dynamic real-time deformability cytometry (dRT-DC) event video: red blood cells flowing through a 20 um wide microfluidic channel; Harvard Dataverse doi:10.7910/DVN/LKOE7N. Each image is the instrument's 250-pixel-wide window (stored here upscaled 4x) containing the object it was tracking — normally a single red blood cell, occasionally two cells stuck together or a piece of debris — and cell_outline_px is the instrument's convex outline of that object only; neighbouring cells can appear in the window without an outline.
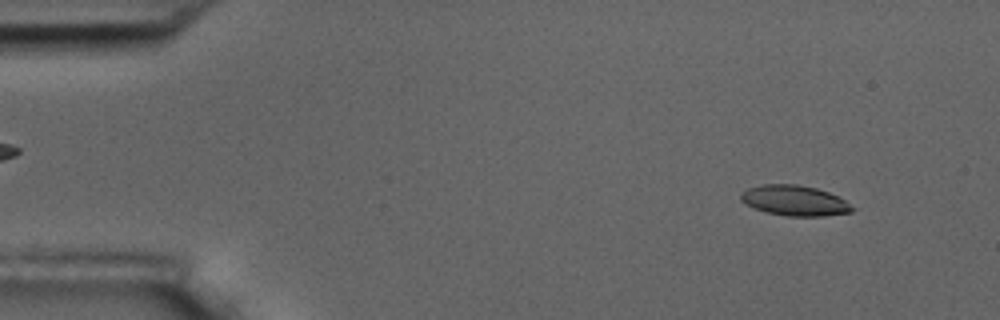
{"species": "common noctule bat (a hibernating species)", "species_latin": "Nyctalus noctula", "temperature_condition": "room temperature", "stored_images_in_passage": 55, "camera_frame_rate_fps": 3000, "um_per_image_px": 0.085, "animal": {"sex": "male", "body_mass_g": 17.5, "forearm_length_mm": 52.3}, "frame": {"image": 1, "passage_image": 5, "time_ms": 1.333, "image_size_px": [1000, 320], "cell_outline_px": [[856, 208], [852, 212], [824, 216], [788, 216], [768, 212], [744, 204], [740, 200], [740, 192], [748, 188], [764, 184], [796, 184], [816, 188], [828, 192], [844, 200]], "centroid_in_image_um": [67.53, 17.04], "position_along_channel_um": 17.5, "area_um2": 19.65}}
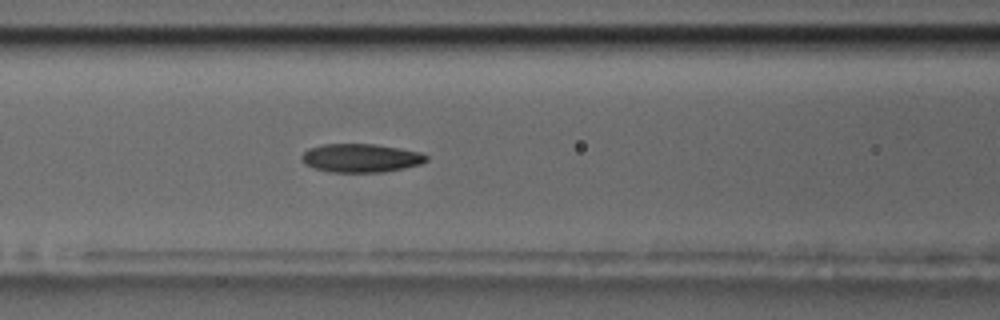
{"frame": {"image": 2, "passage_image": 23, "time_ms": 7.333, "image_size_px": [1000, 320], "cell_outline_px": [[428, 160], [420, 164], [404, 168], [380, 172], [328, 172], [312, 168], [304, 164], [300, 160], [300, 156], [308, 148], [324, 144], [376, 144], [400, 148], [420, 152], [428, 156]], "centroid_in_image_um": [30.63, 13.43], "position_along_channel_um": 136.0, "area_um2": 20.92}}
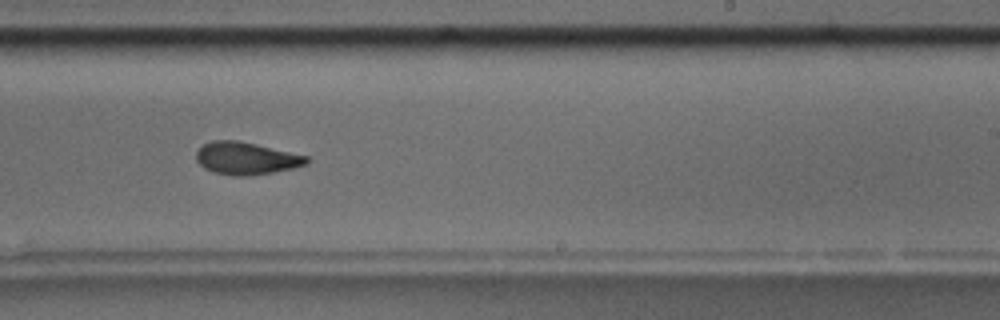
{"frame": {"image": 3, "passage_image": 34, "time_ms": 11.0, "image_size_px": [1000, 320], "cell_outline_px": [[308, 164], [292, 168], [272, 172], [248, 176], [236, 176], [212, 172], [204, 168], [196, 160], [196, 152], [204, 144], [212, 140], [236, 140], [256, 144], [308, 156]], "centroid_in_image_um": [20.9, 13.46], "position_along_channel_um": 268.1, "area_um2": 20.75}, "authors_computed_cell_mechanics": {"area_um2": 20.808, "velocity_mm_per_s": 3.6214, "shape_relaxation_time_tau1_ms": 9.819, "shape_relaxation_time_tau2_ms": 3.8286, "deformation_change_tau1": 0.2176, "deformation_change_tau2": 0.1091}}